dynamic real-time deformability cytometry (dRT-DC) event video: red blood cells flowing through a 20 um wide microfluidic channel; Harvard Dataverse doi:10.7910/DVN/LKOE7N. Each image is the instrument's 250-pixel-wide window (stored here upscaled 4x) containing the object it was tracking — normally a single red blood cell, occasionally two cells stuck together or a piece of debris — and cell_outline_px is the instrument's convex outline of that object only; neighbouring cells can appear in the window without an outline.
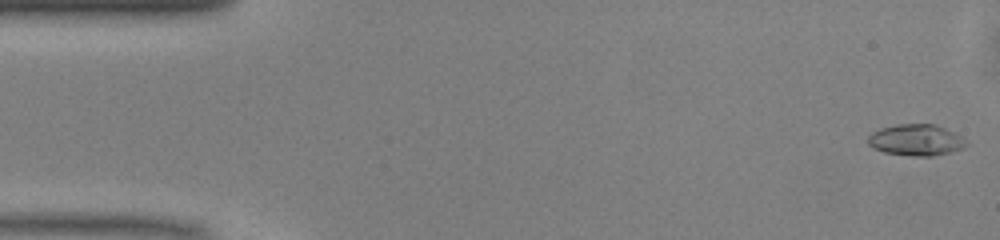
{"species": "common noctule bat (a hibernating species)", "species_latin": "Nyctalus noctula", "temperature_condition": "warm", "stored_images_in_passage": 15, "camera_frame_rate_fps": 3000, "um_per_image_px": 0.085, "animal": {"sex": "male", "body_mass_g": 13.0, "forearm_length_mm": 53.1}, "frame": {"image": 1, "passage_image": 1, "time_ms": 0.0, "image_size_px": [1000, 240], "cell_outline_px": [[968, 144], [964, 148], [932, 156], [912, 156], [884, 152], [868, 144], [868, 136], [872, 132], [880, 128], [896, 124], [936, 124], [960, 136]], "centroid_in_image_um": [77.85, 11.89], "position_along_channel_um": 7.2, "area_um2": 17.74}}
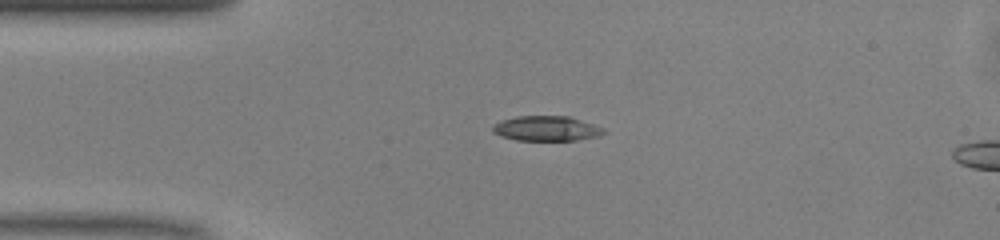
{"frame": {"image": 2, "passage_image": 11, "time_ms": 3.333, "image_size_px": [1000, 240], "cell_outline_px": [[608, 132], [600, 136], [576, 140], [516, 140], [500, 136], [492, 132], [492, 124], [500, 120], [516, 116], [568, 116], [604, 128]], "centroid_in_image_um": [46.42, 10.92], "position_along_channel_um": 38.6, "area_um2": 16.3}}